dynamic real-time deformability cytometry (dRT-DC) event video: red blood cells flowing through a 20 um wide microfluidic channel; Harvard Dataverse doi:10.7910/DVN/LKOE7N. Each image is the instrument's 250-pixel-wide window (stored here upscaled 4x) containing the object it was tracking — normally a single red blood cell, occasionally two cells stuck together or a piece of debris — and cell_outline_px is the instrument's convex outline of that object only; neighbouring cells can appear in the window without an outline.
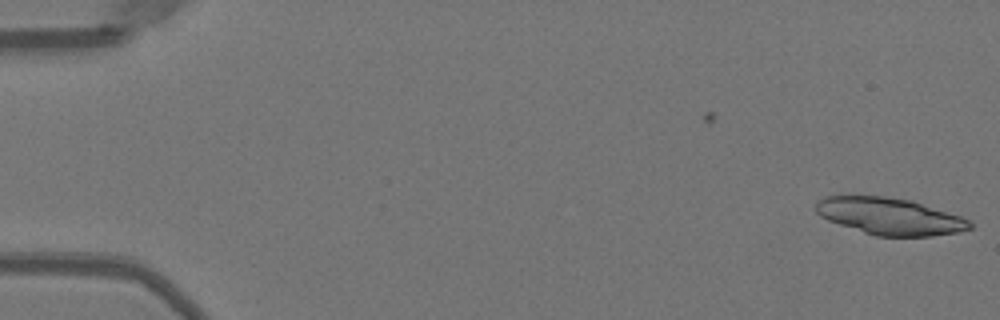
{"species": "Egyptian fruit bat (a non-hibernating species)", "species_latin": "Rousettus aegyptiacus", "temperature_condition": "warm", "stored_images_in_passage": 3, "camera_frame_rate_fps": 3000, "um_per_image_px": 0.085, "animal": {"sex": "female"}, "frame": {"image": 1, "passage_image": 3, "time_ms": 0.667, "image_size_px": [1000, 320], "cell_outline_px": [[972, 228], [960, 232], [932, 236], [876, 236], [828, 220], [820, 216], [816, 212], [816, 200], [824, 196], [884, 196], [912, 200], [960, 216], [968, 220], [972, 224]], "centroid_in_image_um": [75.63, 18.38], "position_along_channel_um": 9.4, "area_um2": 33.0}}